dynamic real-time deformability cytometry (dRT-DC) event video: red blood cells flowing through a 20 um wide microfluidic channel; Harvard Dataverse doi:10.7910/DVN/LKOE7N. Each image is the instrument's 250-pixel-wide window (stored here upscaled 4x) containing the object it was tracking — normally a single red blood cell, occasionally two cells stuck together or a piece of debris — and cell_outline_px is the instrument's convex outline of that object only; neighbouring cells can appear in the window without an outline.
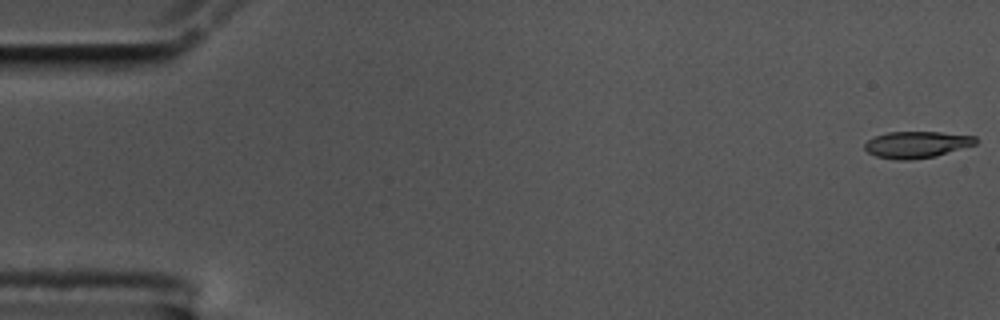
{"species": "common noctule bat (a hibernating species)", "species_latin": "Nyctalus noctula", "temperature_condition": "cold", "stored_images_in_passage": 57, "camera_frame_rate_fps": 3000, "um_per_image_px": 0.085, "animal": {"sex": "male", "body_mass_g": 17.5, "forearm_length_mm": 52.3}, "frame": {"image": 1, "passage_image": 1, "time_ms": 0.0, "image_size_px": [1000, 320], "cell_outline_px": [[976, 144], [936, 156], [908, 160], [896, 160], [876, 156], [868, 152], [864, 148], [864, 144], [868, 140], [876, 136], [888, 132], [940, 132], [976, 136]], "centroid_in_image_um": [77.91, 12.29], "position_along_channel_um": 7.1, "area_um2": 17.11}}
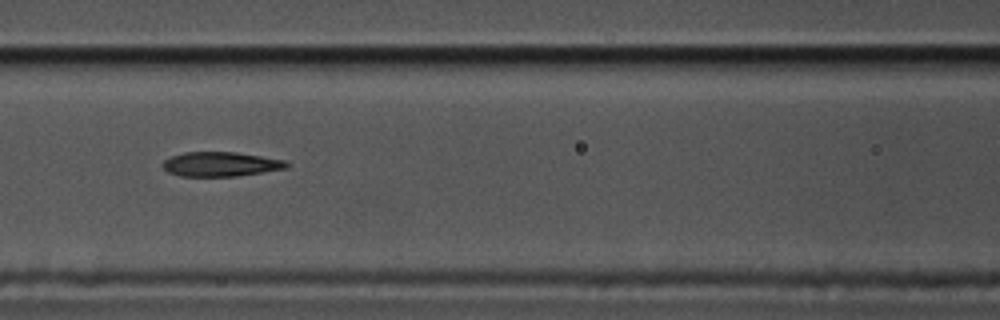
{"frame": {"image": 2, "passage_image": 25, "time_ms": 8.0, "image_size_px": [1000, 320], "cell_outline_px": [[292, 164], [288, 168], [236, 176], [180, 176], [168, 172], [164, 168], [164, 160], [172, 156], [184, 152], [236, 152], [288, 160]], "centroid_in_image_um": [18.84, 13.95], "position_along_channel_um": 147.8, "area_um2": 17.74}}
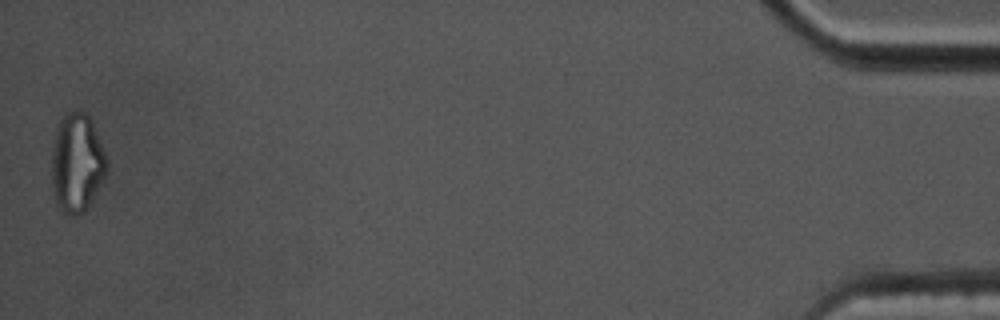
{"frame": {"image": 3, "passage_image": 57, "time_ms": 18.667, "image_size_px": [1000, 320], "cell_outline_px": [[108, 168], [104, 180], [92, 200], [84, 212], [76, 216], [72, 216], [64, 212], [56, 204], [52, 184], [52, 152], [56, 132], [60, 120], [68, 112], [84, 112], [92, 120], [108, 160]], "centroid_in_image_um": [6.56, 13.88], "position_along_channel_um": 428.6, "area_um2": 31.73}, "authors_computed_cell_mechanics": {"area_um2": 18.4382, "velocity_mm_per_s": 3.5168, "shape_relaxation_time_tau1_ms": null, "shape_relaxation_time_tau2_ms": 4.588, "deformation_change_tau1": null, "deformation_change_tau2": 0.1355}}